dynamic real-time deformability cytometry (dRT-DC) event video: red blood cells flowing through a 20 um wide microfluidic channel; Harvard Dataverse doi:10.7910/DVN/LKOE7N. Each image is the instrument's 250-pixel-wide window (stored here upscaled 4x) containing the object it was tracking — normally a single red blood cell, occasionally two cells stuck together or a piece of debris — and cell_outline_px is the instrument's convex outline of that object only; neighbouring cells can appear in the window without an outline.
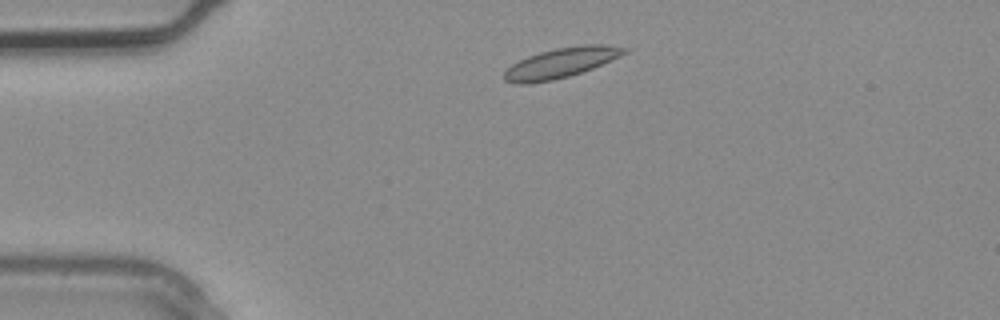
{"species": "common noctule bat (a hibernating species)", "species_latin": "Nyctalus noctula", "temperature_condition": "warm", "stored_images_in_passage": 2, "camera_frame_rate_fps": 3000, "um_per_image_px": 0.085, "animal": {"sex": "male", "body_mass_g": 20.4}, "frame": {"image": 1, "passage_image": 1, "time_ms": 0.0, "image_size_px": [1000, 320], "cell_outline_px": [[628, 52], [612, 60], [592, 68], [568, 76], [552, 80], [528, 84], [520, 84], [504, 80], [504, 68], [528, 56], [540, 52], [556, 48], [580, 44], [604, 44], [628, 48]], "centroid_in_image_um": [47.68, 5.33], "position_along_channel_um": 37.3, "area_um2": 20.98}}